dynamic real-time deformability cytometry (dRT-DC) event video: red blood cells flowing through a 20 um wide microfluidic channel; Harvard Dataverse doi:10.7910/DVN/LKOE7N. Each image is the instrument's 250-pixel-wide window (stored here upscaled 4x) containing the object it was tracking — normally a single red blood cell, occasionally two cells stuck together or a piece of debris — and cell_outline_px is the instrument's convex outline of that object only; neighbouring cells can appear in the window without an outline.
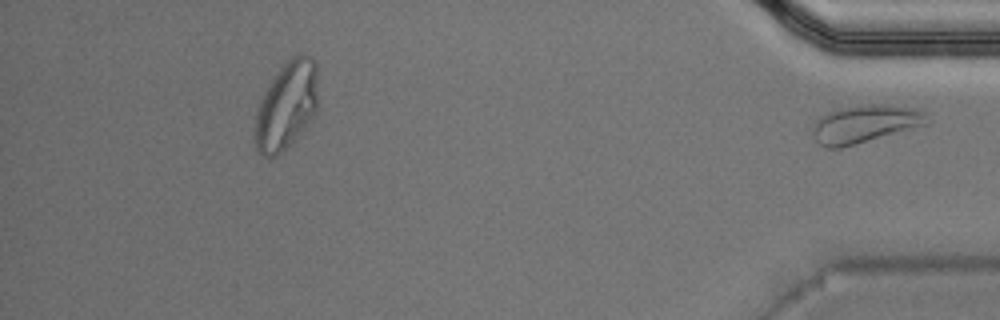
{"species": "Egyptian fruit bat (a non-hibernating species)", "species_latin": "Rousettus aegyptiacus", "temperature_condition": "warm", "stored_images_in_passage": 46, "segment_of_instrument_passage": [2, 2], "camera_frame_rate_fps": 3000, "um_per_image_px": 0.085, "animal": {"sex": "male"}, "frame": {"image": 1, "passage_image": 46, "time_ms": 15.0, "image_size_px": [1000, 320], "cell_outline_px": [[932, 120], [928, 124], [840, 148], [828, 148], [820, 144], [812, 136], [812, 124], [816, 120], [828, 112], [840, 108], [872, 104], [876, 104], [912, 108], [924, 112]], "centroid_in_image_um": [73.5, 10.54], "position_along_channel_um": 361.7, "area_um2": 24.91}}